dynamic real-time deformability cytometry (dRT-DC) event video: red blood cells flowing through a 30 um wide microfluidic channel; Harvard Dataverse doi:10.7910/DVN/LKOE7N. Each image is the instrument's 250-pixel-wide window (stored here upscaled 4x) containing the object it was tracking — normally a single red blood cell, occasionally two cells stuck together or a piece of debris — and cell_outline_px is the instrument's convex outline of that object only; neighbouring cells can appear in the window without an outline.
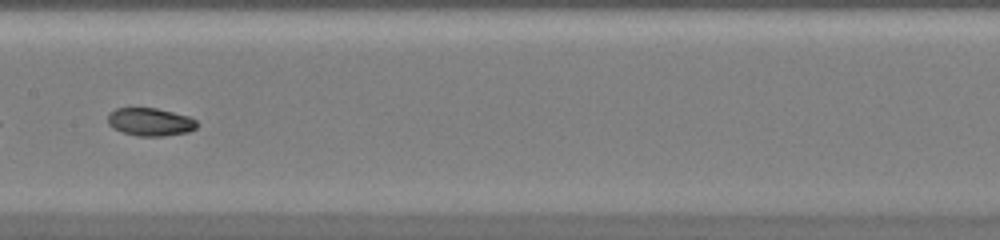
{"species": "common noctule bat (a hibernating species)", "species_latin": "Nyctalus noctula", "temperature_condition": "warm", "stored_images_in_passage": 32, "camera_frame_rate_fps": 3000, "um_per_image_px": 0.085, "animal": {"sex": "female", "body_mass_g": 20.0, "forearm_length_mm": 54.0}, "frame": {"image": 1, "passage_image": 14, "time_ms": 4.333, "image_size_px": [1000, 240], "cell_outline_px": [[196, 128], [188, 132], [164, 136], [136, 136], [112, 128], [108, 124], [108, 112], [116, 108], [156, 108], [188, 116], [196, 120]], "centroid_in_image_um": [12.74, 10.36], "position_along_channel_um": 194.7, "area_um2": 14.51}}
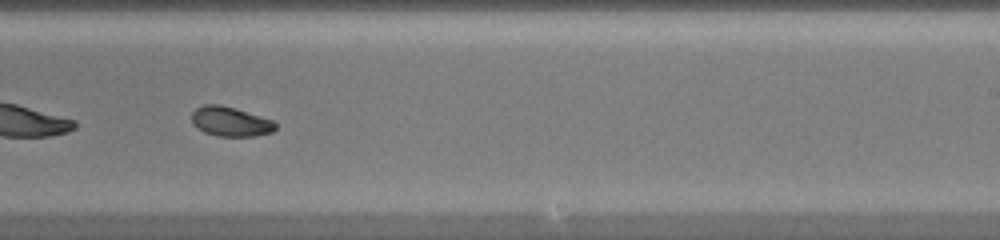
{"frame": {"image": 2, "passage_image": 19, "time_ms": 6.0, "image_size_px": [1000, 240], "cell_outline_px": [[276, 128], [272, 132], [256, 136], [220, 136], [204, 132], [196, 128], [192, 124], [192, 112], [196, 108], [204, 104], [220, 104], [260, 116], [272, 120], [276, 124]], "centroid_in_image_um": [19.56, 10.33], "position_along_channel_um": 269.4, "area_um2": 14.39}}